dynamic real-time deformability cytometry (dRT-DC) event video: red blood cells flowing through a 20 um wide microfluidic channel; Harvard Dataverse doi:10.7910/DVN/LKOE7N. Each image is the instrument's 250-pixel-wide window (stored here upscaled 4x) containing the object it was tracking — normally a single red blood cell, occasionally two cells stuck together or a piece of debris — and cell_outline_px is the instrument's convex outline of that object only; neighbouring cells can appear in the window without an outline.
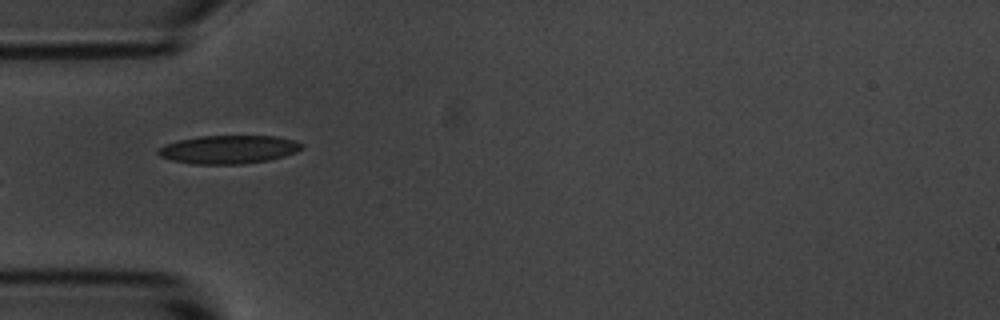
{"species": "common noctule bat (a hibernating species)", "species_latin": "Nyctalus noctula", "temperature_condition": "room temperature", "stored_images_in_passage": 13, "camera_frame_rate_fps": 3000, "um_per_image_px": 0.085, "animal": {"sex": "male", "body_mass_g": 20.1, "forearm_length_mm": 53.5}, "frame": {"image": 1, "passage_image": 3, "time_ms": 3.0, "image_size_px": [1000, 320], "cell_outline_px": [[304, 148], [296, 152], [284, 156], [268, 160], [244, 164], [192, 164], [172, 160], [160, 156], [156, 152], [156, 148], [164, 144], [196, 136], [276, 136], [292, 140], [304, 144]], "centroid_in_image_um": [19.41, 12.7], "position_along_channel_um": 65.6, "area_um2": 23.87}}
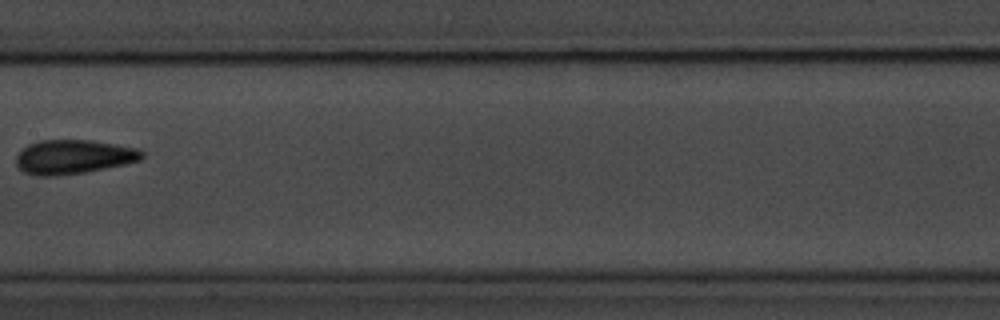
{"frame": {"image": 2, "passage_image": 6, "time_ms": 6.667, "image_size_px": [1000, 320], "cell_outline_px": [[144, 156], [140, 160], [124, 164], [84, 172], [52, 176], [36, 176], [24, 172], [16, 164], [16, 156], [28, 144], [40, 140], [92, 140], [140, 148], [144, 152]], "centroid_in_image_um": [6.26, 13.32], "position_along_channel_um": 201.1, "area_um2": 25.03}}
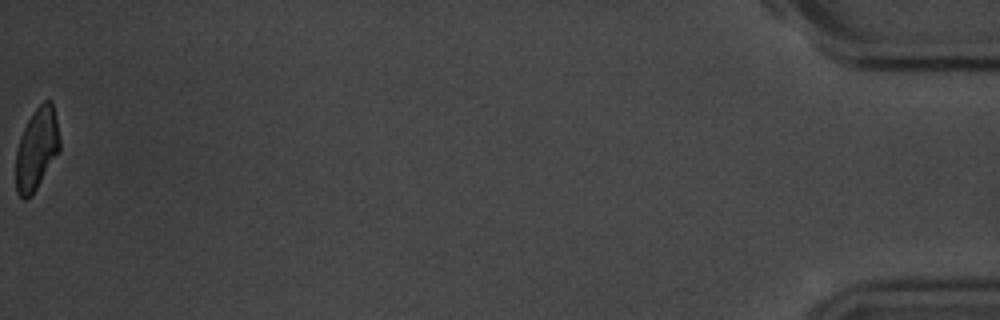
{"frame": {"image": 3, "passage_image": 13, "time_ms": 15.667, "image_size_px": [1000, 320], "cell_outline_px": [[60, 152], [32, 196], [24, 200], [16, 192], [16, 152], [20, 136], [28, 120], [36, 108], [44, 100], [52, 100], [60, 140]], "centroid_in_image_um": [3.13, 12.69], "position_along_channel_um": 432.1, "area_um2": 21.1}, "authors_computed_cell_mechanics": {"area_um2": 22.7154, "velocity_mm_per_s": 3.6898, "shape_relaxation_time_tau1_ms": 3.6924, "shape_relaxation_time_tau2_ms": 1.9402, "deformation_change_tau1": 0.1172, "deformation_change_tau2": 0.0688}}